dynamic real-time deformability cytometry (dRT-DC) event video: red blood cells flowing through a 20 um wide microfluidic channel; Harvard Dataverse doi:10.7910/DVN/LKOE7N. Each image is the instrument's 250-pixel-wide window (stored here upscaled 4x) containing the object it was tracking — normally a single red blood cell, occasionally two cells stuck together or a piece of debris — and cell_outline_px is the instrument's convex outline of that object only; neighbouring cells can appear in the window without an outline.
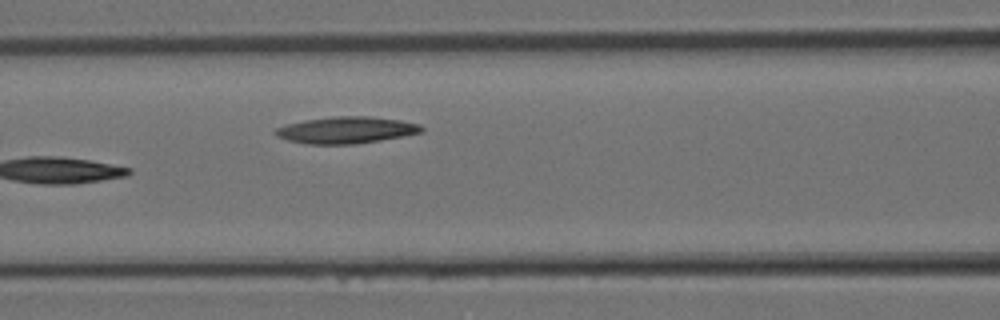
{"species": "Egyptian fruit bat (a non-hibernating species)", "species_latin": "Rousettus aegyptiacus", "temperature_condition": "room temperature", "stored_images_in_passage": 10, "camera_frame_rate_fps": 3000, "um_per_image_px": 0.085, "animal": {"sex": "female"}, "frame": {"image": 1, "passage_image": 10, "time_ms": 3.0, "image_size_px": [1000, 320], "cell_outline_px": [[424, 132], [404, 136], [356, 144], [308, 144], [288, 140], [276, 136], [276, 128], [288, 124], [304, 120], [332, 116], [368, 116], [400, 120], [420, 124], [424, 128]], "centroid_in_image_um": [29.47, 11.05], "position_along_channel_um": 137.1, "area_um2": 22.72}}